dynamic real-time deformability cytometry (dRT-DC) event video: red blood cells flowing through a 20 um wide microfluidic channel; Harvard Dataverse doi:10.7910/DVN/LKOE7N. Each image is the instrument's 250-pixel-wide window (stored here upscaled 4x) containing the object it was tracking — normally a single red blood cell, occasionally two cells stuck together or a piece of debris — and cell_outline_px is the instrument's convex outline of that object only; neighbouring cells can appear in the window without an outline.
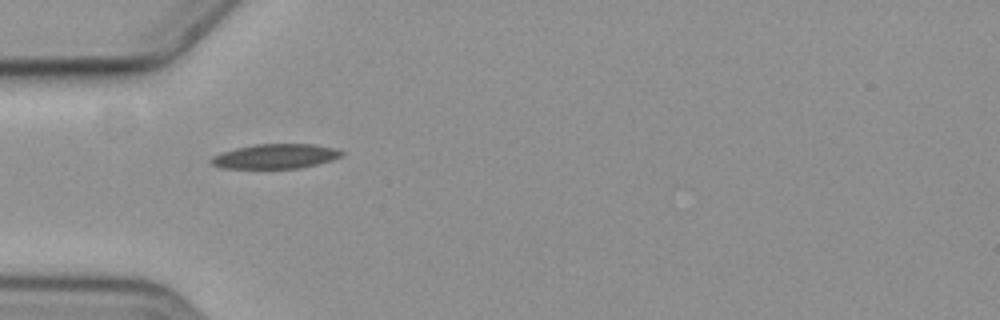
{"species": "common noctule bat (a hibernating species)", "species_latin": "Nyctalus noctula", "temperature_condition": "cold", "stored_images_in_passage": 3, "camera_frame_rate_fps": 3000, "um_per_image_px": 0.085, "animal": {"sex": "female", "body_mass_g": 19.3, "forearm_length_mm": 54.1}, "frame": {"image": 1, "passage_image": 1, "time_ms": 0.0, "image_size_px": [1000, 320], "cell_outline_px": [[344, 156], [332, 160], [300, 168], [220, 168], [212, 164], [208, 160], [212, 156], [220, 152], [236, 148], [256, 144], [316, 144], [336, 148], [344, 152]], "centroid_in_image_um": [23.41, 13.28], "position_along_channel_um": 61.6, "area_um2": 18.9}}
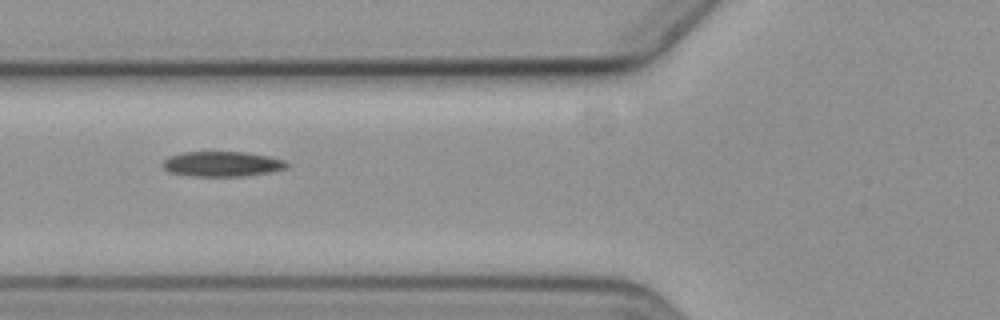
{"frame": {"image": 2, "passage_image": 2, "time_ms": 1.333, "image_size_px": [1000, 320], "cell_outline_px": [[292, 164], [288, 168], [272, 172], [244, 176], [188, 176], [168, 172], [160, 164], [168, 156], [184, 152], [244, 152], [268, 156], [284, 160]], "centroid_in_image_um": [18.89, 13.94], "position_along_channel_um": 106.9, "area_um2": 18.44}}
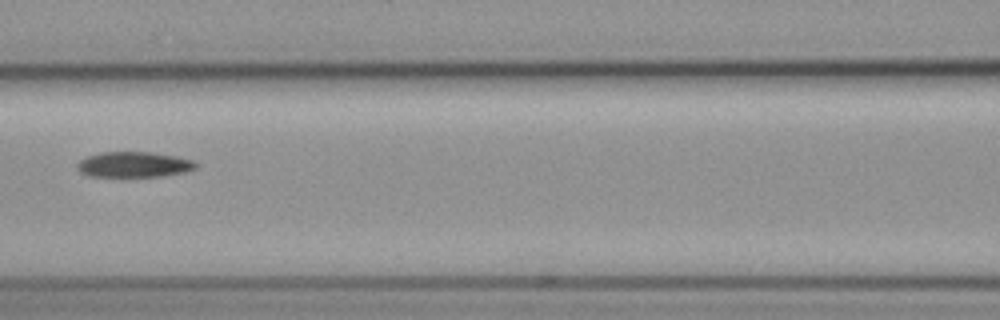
{"frame": {"image": 3, "passage_image": 3, "time_ms": 2.667, "image_size_px": [1000, 320], "cell_outline_px": [[196, 168], [184, 172], [160, 176], [88, 176], [80, 172], [76, 168], [76, 164], [80, 160], [88, 156], [100, 152], [152, 152], [176, 156], [192, 160], [196, 164]], "centroid_in_image_um": [11.34, 13.98], "position_along_channel_um": 155.3, "area_um2": 17.51}}